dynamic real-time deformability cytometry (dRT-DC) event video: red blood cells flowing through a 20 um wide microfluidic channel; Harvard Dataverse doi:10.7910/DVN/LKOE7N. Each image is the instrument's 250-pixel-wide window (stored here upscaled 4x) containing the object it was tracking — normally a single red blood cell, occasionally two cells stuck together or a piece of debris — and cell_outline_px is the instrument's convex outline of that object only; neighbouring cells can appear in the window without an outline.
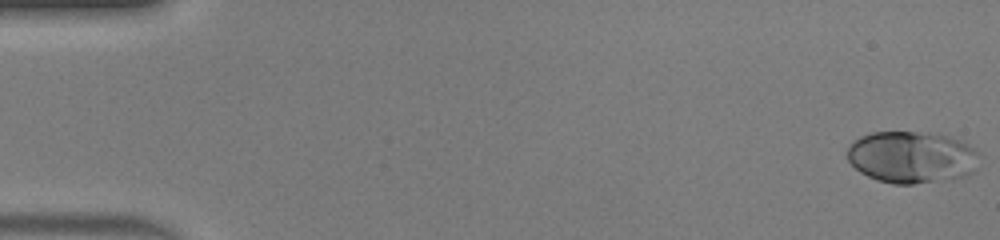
{"species": "human", "species_latin": "Homo sapiens", "temperature_condition": "warm", "stored_images_in_passage": 48, "camera_frame_rate_fps": 3000, "um_per_image_px": 0.085, "donor": {"sex": "male"}, "frame": {"image": 1, "passage_image": 1, "time_ms": 0.0, "image_size_px": [1000, 240], "cell_outline_px": [[976, 168], [968, 176], [912, 184], [892, 184], [876, 180], [860, 172], [848, 160], [848, 148], [852, 140], [860, 136], [872, 132], [916, 132], [948, 136], [972, 148], [976, 152]], "centroid_in_image_um": [77.43, 13.37], "position_along_channel_um": 7.6, "area_um2": 39.48}}
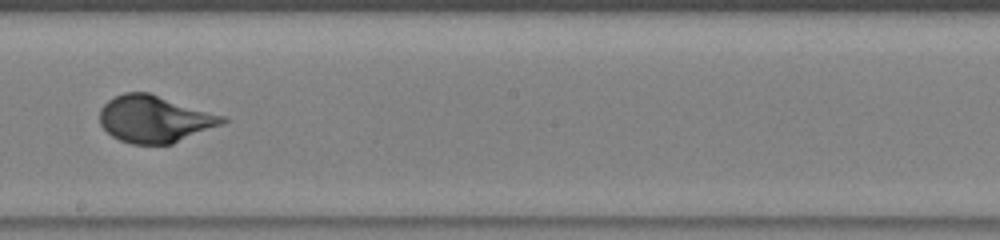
{"frame": {"image": 2, "passage_image": 28, "time_ms": 9.0, "image_size_px": [1000, 240], "cell_outline_px": [[228, 120], [224, 124], [172, 144], [132, 144], [120, 140], [112, 136], [100, 124], [100, 108], [108, 100], [124, 92], [148, 92], [228, 116]], "centroid_in_image_um": [13.19, 10.11], "position_along_channel_um": 235.0, "area_um2": 33.87}}
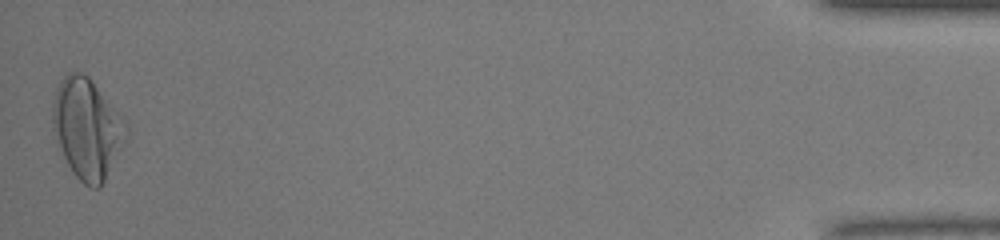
{"frame": {"image": 3, "passage_image": 48, "time_ms": 15.667, "image_size_px": [1000, 240], "cell_outline_px": [[124, 140], [100, 188], [92, 188], [84, 184], [72, 172], [64, 156], [52, 128], [52, 100], [56, 88], [60, 80], [68, 72], [84, 72], [88, 76], [104, 100]], "centroid_in_image_um": [7.21, 10.95], "position_along_channel_um": 428.0, "area_um2": 39.77}, "authors_computed_cell_mechanics": {"area_um2": 34.0153, "velocity_mm_per_s": 4.2783, "shape_relaxation_time_tau1_ms": 3.9638, "shape_relaxation_time_tau2_ms": null, "deformation_change_tau1": 0.2144, "deformation_change_tau2": null}}